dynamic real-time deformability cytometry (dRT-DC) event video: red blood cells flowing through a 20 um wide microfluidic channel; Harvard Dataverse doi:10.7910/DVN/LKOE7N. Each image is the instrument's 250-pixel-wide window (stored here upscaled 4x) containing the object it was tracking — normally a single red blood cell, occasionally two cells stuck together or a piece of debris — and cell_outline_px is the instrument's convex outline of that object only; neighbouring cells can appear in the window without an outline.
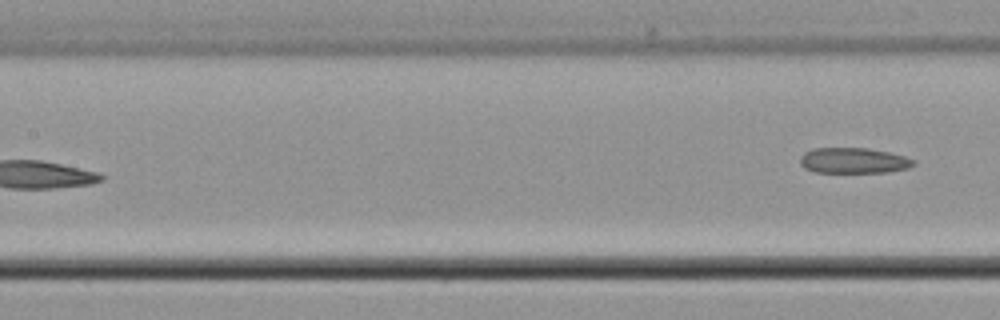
{"species": "common noctule bat (a hibernating species)", "species_latin": "Nyctalus noctula", "temperature_condition": "cold", "stored_images_in_passage": 7, "segment_of_instrument_passage": [2, 2], "camera_frame_rate_fps": 3000, "um_per_image_px": 0.085, "animal": {"sex": "male", "body_mass_g": 21.5, "forearm_length_mm": 52.0}, "frame": {"image": 1, "passage_image": 7, "time_ms": 7.333, "image_size_px": [1000, 320], "cell_outline_px": [[916, 164], [908, 168], [888, 172], [816, 172], [804, 168], [800, 164], [800, 156], [804, 152], [812, 148], [868, 148], [888, 152], [904, 156], [916, 160]], "centroid_in_image_um": [72.55, 13.64], "position_along_channel_um": 134.9, "area_um2": 16.99}}